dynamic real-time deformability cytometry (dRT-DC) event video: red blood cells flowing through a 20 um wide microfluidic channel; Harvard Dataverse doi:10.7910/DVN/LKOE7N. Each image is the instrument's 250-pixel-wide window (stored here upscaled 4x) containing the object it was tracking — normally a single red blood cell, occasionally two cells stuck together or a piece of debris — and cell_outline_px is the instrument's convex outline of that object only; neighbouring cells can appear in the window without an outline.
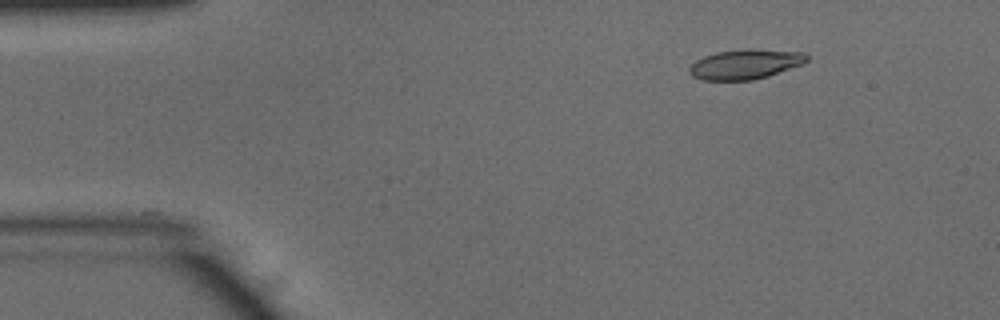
{"species": "common noctule bat (a hibernating species)", "species_latin": "Nyctalus noctula", "temperature_condition": "warm", "stored_images_in_passage": 45, "camera_frame_rate_fps": 3000, "um_per_image_px": 0.085, "animal": {"sex": "male", "body_mass_g": 15.6}, "frame": {"image": 1, "passage_image": 1, "time_ms": 0.0, "image_size_px": [1000, 320], "cell_outline_px": [[808, 60], [804, 64], [768, 76], [752, 80], [700, 80], [692, 76], [688, 72], [688, 68], [696, 60], [704, 56], [716, 52], [804, 52], [808, 56]], "centroid_in_image_um": [63.29, 5.53], "position_along_channel_um": 21.7, "area_um2": 19.36}}
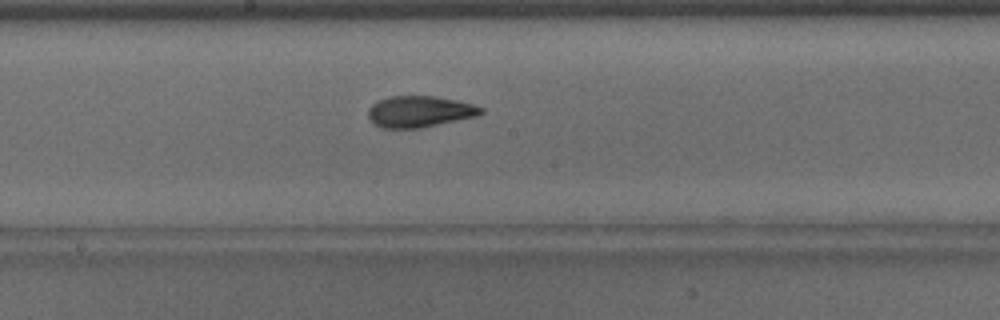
{"frame": {"image": 2, "passage_image": 21, "time_ms": 6.667, "image_size_px": [1000, 320], "cell_outline_px": [[484, 112], [476, 116], [420, 128], [384, 128], [376, 124], [368, 116], [368, 108], [372, 104], [388, 96], [436, 96], [456, 100], [472, 104], [484, 108]], "centroid_in_image_um": [35.67, 9.47], "position_along_channel_um": 212.5, "area_um2": 20.4}}
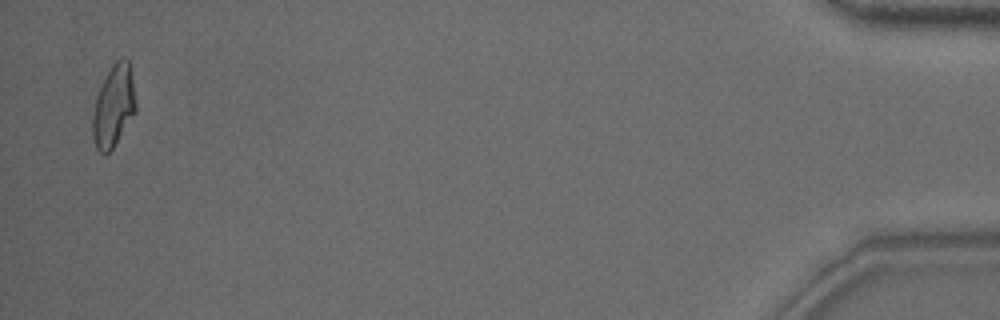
{"frame": {"image": 3, "passage_image": 44, "time_ms": 14.333, "image_size_px": [1000, 320], "cell_outline_px": [[136, 112], [112, 148], [104, 156], [96, 148], [92, 140], [92, 116], [96, 96], [112, 64], [116, 60], [128, 60], [132, 76], [136, 104]], "centroid_in_image_um": [9.64, 9.06], "position_along_channel_um": 425.6, "area_um2": 20.4}, "authors_computed_cell_mechanics": {"area_um2": 20.5768, "velocity_mm_per_s": 3.9491, "shape_relaxation_time_tau1_ms": 5.9283, "shape_relaxation_time_tau2_ms": 1.6634, "deformation_change_tau1": 0.2276, "deformation_change_tau2": 0.09}}